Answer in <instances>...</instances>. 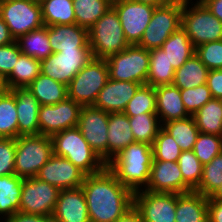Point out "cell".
Masks as SVG:
<instances>
[{
    "label": "cell",
    "mask_w": 222,
    "mask_h": 222,
    "mask_svg": "<svg viewBox=\"0 0 222 222\" xmlns=\"http://www.w3.org/2000/svg\"><path fill=\"white\" fill-rule=\"evenodd\" d=\"M206 84L213 98L222 97V69L209 70Z\"/></svg>",
    "instance_id": "cell-48"
},
{
    "label": "cell",
    "mask_w": 222,
    "mask_h": 222,
    "mask_svg": "<svg viewBox=\"0 0 222 222\" xmlns=\"http://www.w3.org/2000/svg\"><path fill=\"white\" fill-rule=\"evenodd\" d=\"M14 38L11 36L10 31L4 20L0 17V46L10 44L14 42Z\"/></svg>",
    "instance_id": "cell-52"
},
{
    "label": "cell",
    "mask_w": 222,
    "mask_h": 222,
    "mask_svg": "<svg viewBox=\"0 0 222 222\" xmlns=\"http://www.w3.org/2000/svg\"><path fill=\"white\" fill-rule=\"evenodd\" d=\"M16 42L20 51L40 62L53 53L48 38V26L28 32L20 36Z\"/></svg>",
    "instance_id": "cell-30"
},
{
    "label": "cell",
    "mask_w": 222,
    "mask_h": 222,
    "mask_svg": "<svg viewBox=\"0 0 222 222\" xmlns=\"http://www.w3.org/2000/svg\"><path fill=\"white\" fill-rule=\"evenodd\" d=\"M52 217L54 222H90L81 186L59 191Z\"/></svg>",
    "instance_id": "cell-19"
},
{
    "label": "cell",
    "mask_w": 222,
    "mask_h": 222,
    "mask_svg": "<svg viewBox=\"0 0 222 222\" xmlns=\"http://www.w3.org/2000/svg\"><path fill=\"white\" fill-rule=\"evenodd\" d=\"M202 133L222 136V102L212 98L192 115Z\"/></svg>",
    "instance_id": "cell-31"
},
{
    "label": "cell",
    "mask_w": 222,
    "mask_h": 222,
    "mask_svg": "<svg viewBox=\"0 0 222 222\" xmlns=\"http://www.w3.org/2000/svg\"><path fill=\"white\" fill-rule=\"evenodd\" d=\"M116 222H144L140 213L133 206Z\"/></svg>",
    "instance_id": "cell-53"
},
{
    "label": "cell",
    "mask_w": 222,
    "mask_h": 222,
    "mask_svg": "<svg viewBox=\"0 0 222 222\" xmlns=\"http://www.w3.org/2000/svg\"><path fill=\"white\" fill-rule=\"evenodd\" d=\"M81 105L68 97L54 105H41L38 113L39 135L52 137L78 125Z\"/></svg>",
    "instance_id": "cell-15"
},
{
    "label": "cell",
    "mask_w": 222,
    "mask_h": 222,
    "mask_svg": "<svg viewBox=\"0 0 222 222\" xmlns=\"http://www.w3.org/2000/svg\"><path fill=\"white\" fill-rule=\"evenodd\" d=\"M48 38L53 52L91 50L88 30L77 24L48 26Z\"/></svg>",
    "instance_id": "cell-22"
},
{
    "label": "cell",
    "mask_w": 222,
    "mask_h": 222,
    "mask_svg": "<svg viewBox=\"0 0 222 222\" xmlns=\"http://www.w3.org/2000/svg\"><path fill=\"white\" fill-rule=\"evenodd\" d=\"M189 1L192 0H182L181 27L186 31L192 45L196 48L208 42L222 40V22L200 0L196 3Z\"/></svg>",
    "instance_id": "cell-4"
},
{
    "label": "cell",
    "mask_w": 222,
    "mask_h": 222,
    "mask_svg": "<svg viewBox=\"0 0 222 222\" xmlns=\"http://www.w3.org/2000/svg\"><path fill=\"white\" fill-rule=\"evenodd\" d=\"M155 91L156 114L162 124L190 116L184 108L179 88L173 85H160L155 87Z\"/></svg>",
    "instance_id": "cell-23"
},
{
    "label": "cell",
    "mask_w": 222,
    "mask_h": 222,
    "mask_svg": "<svg viewBox=\"0 0 222 222\" xmlns=\"http://www.w3.org/2000/svg\"><path fill=\"white\" fill-rule=\"evenodd\" d=\"M51 138L53 154L68 159L86 175L97 174L107 167L77 126L56 133Z\"/></svg>",
    "instance_id": "cell-3"
},
{
    "label": "cell",
    "mask_w": 222,
    "mask_h": 222,
    "mask_svg": "<svg viewBox=\"0 0 222 222\" xmlns=\"http://www.w3.org/2000/svg\"><path fill=\"white\" fill-rule=\"evenodd\" d=\"M10 91L15 96L18 137L39 135L38 113L40 103L27 87L15 88Z\"/></svg>",
    "instance_id": "cell-21"
},
{
    "label": "cell",
    "mask_w": 222,
    "mask_h": 222,
    "mask_svg": "<svg viewBox=\"0 0 222 222\" xmlns=\"http://www.w3.org/2000/svg\"><path fill=\"white\" fill-rule=\"evenodd\" d=\"M4 222H54V220L52 216L32 215L17 212L13 216L6 218Z\"/></svg>",
    "instance_id": "cell-49"
},
{
    "label": "cell",
    "mask_w": 222,
    "mask_h": 222,
    "mask_svg": "<svg viewBox=\"0 0 222 222\" xmlns=\"http://www.w3.org/2000/svg\"><path fill=\"white\" fill-rule=\"evenodd\" d=\"M207 214L209 222H222V200L208 199Z\"/></svg>",
    "instance_id": "cell-50"
},
{
    "label": "cell",
    "mask_w": 222,
    "mask_h": 222,
    "mask_svg": "<svg viewBox=\"0 0 222 222\" xmlns=\"http://www.w3.org/2000/svg\"><path fill=\"white\" fill-rule=\"evenodd\" d=\"M5 1H9V0H0V3L5 2Z\"/></svg>",
    "instance_id": "cell-59"
},
{
    "label": "cell",
    "mask_w": 222,
    "mask_h": 222,
    "mask_svg": "<svg viewBox=\"0 0 222 222\" xmlns=\"http://www.w3.org/2000/svg\"><path fill=\"white\" fill-rule=\"evenodd\" d=\"M141 86L142 84L137 82L117 81L109 78L93 106L108 113L123 112Z\"/></svg>",
    "instance_id": "cell-18"
},
{
    "label": "cell",
    "mask_w": 222,
    "mask_h": 222,
    "mask_svg": "<svg viewBox=\"0 0 222 222\" xmlns=\"http://www.w3.org/2000/svg\"><path fill=\"white\" fill-rule=\"evenodd\" d=\"M33 1L37 3H42L44 0H33Z\"/></svg>",
    "instance_id": "cell-58"
},
{
    "label": "cell",
    "mask_w": 222,
    "mask_h": 222,
    "mask_svg": "<svg viewBox=\"0 0 222 222\" xmlns=\"http://www.w3.org/2000/svg\"><path fill=\"white\" fill-rule=\"evenodd\" d=\"M9 90L6 78L0 75V97L5 95Z\"/></svg>",
    "instance_id": "cell-55"
},
{
    "label": "cell",
    "mask_w": 222,
    "mask_h": 222,
    "mask_svg": "<svg viewBox=\"0 0 222 222\" xmlns=\"http://www.w3.org/2000/svg\"><path fill=\"white\" fill-rule=\"evenodd\" d=\"M162 128L173 137L182 151L193 150L200 133L193 116L163 123Z\"/></svg>",
    "instance_id": "cell-34"
},
{
    "label": "cell",
    "mask_w": 222,
    "mask_h": 222,
    "mask_svg": "<svg viewBox=\"0 0 222 222\" xmlns=\"http://www.w3.org/2000/svg\"><path fill=\"white\" fill-rule=\"evenodd\" d=\"M0 137L13 139L18 137L15 96L10 90L0 97Z\"/></svg>",
    "instance_id": "cell-39"
},
{
    "label": "cell",
    "mask_w": 222,
    "mask_h": 222,
    "mask_svg": "<svg viewBox=\"0 0 222 222\" xmlns=\"http://www.w3.org/2000/svg\"><path fill=\"white\" fill-rule=\"evenodd\" d=\"M112 7L119 16L128 44H139L151 20L155 6L135 0H116L112 2Z\"/></svg>",
    "instance_id": "cell-12"
},
{
    "label": "cell",
    "mask_w": 222,
    "mask_h": 222,
    "mask_svg": "<svg viewBox=\"0 0 222 222\" xmlns=\"http://www.w3.org/2000/svg\"><path fill=\"white\" fill-rule=\"evenodd\" d=\"M27 88L40 105H54L67 98V86L42 73Z\"/></svg>",
    "instance_id": "cell-29"
},
{
    "label": "cell",
    "mask_w": 222,
    "mask_h": 222,
    "mask_svg": "<svg viewBox=\"0 0 222 222\" xmlns=\"http://www.w3.org/2000/svg\"><path fill=\"white\" fill-rule=\"evenodd\" d=\"M175 69L167 59L163 49L157 48L150 50L149 73L146 85L160 86L172 85Z\"/></svg>",
    "instance_id": "cell-32"
},
{
    "label": "cell",
    "mask_w": 222,
    "mask_h": 222,
    "mask_svg": "<svg viewBox=\"0 0 222 222\" xmlns=\"http://www.w3.org/2000/svg\"><path fill=\"white\" fill-rule=\"evenodd\" d=\"M81 187L90 222H116L133 207L134 192L107 167L97 174L86 175Z\"/></svg>",
    "instance_id": "cell-1"
},
{
    "label": "cell",
    "mask_w": 222,
    "mask_h": 222,
    "mask_svg": "<svg viewBox=\"0 0 222 222\" xmlns=\"http://www.w3.org/2000/svg\"><path fill=\"white\" fill-rule=\"evenodd\" d=\"M177 163L183 176V193L194 191L201 182L203 164L193 150L182 151Z\"/></svg>",
    "instance_id": "cell-38"
},
{
    "label": "cell",
    "mask_w": 222,
    "mask_h": 222,
    "mask_svg": "<svg viewBox=\"0 0 222 222\" xmlns=\"http://www.w3.org/2000/svg\"><path fill=\"white\" fill-rule=\"evenodd\" d=\"M153 160L177 162L182 150L173 137L163 128L152 144Z\"/></svg>",
    "instance_id": "cell-42"
},
{
    "label": "cell",
    "mask_w": 222,
    "mask_h": 222,
    "mask_svg": "<svg viewBox=\"0 0 222 222\" xmlns=\"http://www.w3.org/2000/svg\"><path fill=\"white\" fill-rule=\"evenodd\" d=\"M144 190L183 194V176L177 162L153 160Z\"/></svg>",
    "instance_id": "cell-20"
},
{
    "label": "cell",
    "mask_w": 222,
    "mask_h": 222,
    "mask_svg": "<svg viewBox=\"0 0 222 222\" xmlns=\"http://www.w3.org/2000/svg\"><path fill=\"white\" fill-rule=\"evenodd\" d=\"M108 119V112L93 105L82 106L77 125L84 139L106 164Z\"/></svg>",
    "instance_id": "cell-16"
},
{
    "label": "cell",
    "mask_w": 222,
    "mask_h": 222,
    "mask_svg": "<svg viewBox=\"0 0 222 222\" xmlns=\"http://www.w3.org/2000/svg\"><path fill=\"white\" fill-rule=\"evenodd\" d=\"M88 38L93 58L106 59L129 46L119 16L113 7L88 30Z\"/></svg>",
    "instance_id": "cell-5"
},
{
    "label": "cell",
    "mask_w": 222,
    "mask_h": 222,
    "mask_svg": "<svg viewBox=\"0 0 222 222\" xmlns=\"http://www.w3.org/2000/svg\"><path fill=\"white\" fill-rule=\"evenodd\" d=\"M59 189L36 177L23 178L19 212L32 215L52 216Z\"/></svg>",
    "instance_id": "cell-11"
},
{
    "label": "cell",
    "mask_w": 222,
    "mask_h": 222,
    "mask_svg": "<svg viewBox=\"0 0 222 222\" xmlns=\"http://www.w3.org/2000/svg\"><path fill=\"white\" fill-rule=\"evenodd\" d=\"M161 49L166 53L167 59L175 71L195 54V47L182 27L171 34L162 44Z\"/></svg>",
    "instance_id": "cell-26"
},
{
    "label": "cell",
    "mask_w": 222,
    "mask_h": 222,
    "mask_svg": "<svg viewBox=\"0 0 222 222\" xmlns=\"http://www.w3.org/2000/svg\"><path fill=\"white\" fill-rule=\"evenodd\" d=\"M93 58L91 50H62L41 61V73L66 86Z\"/></svg>",
    "instance_id": "cell-14"
},
{
    "label": "cell",
    "mask_w": 222,
    "mask_h": 222,
    "mask_svg": "<svg viewBox=\"0 0 222 222\" xmlns=\"http://www.w3.org/2000/svg\"><path fill=\"white\" fill-rule=\"evenodd\" d=\"M208 72L209 69L193 54L175 71L172 85L183 90L206 84Z\"/></svg>",
    "instance_id": "cell-27"
},
{
    "label": "cell",
    "mask_w": 222,
    "mask_h": 222,
    "mask_svg": "<svg viewBox=\"0 0 222 222\" xmlns=\"http://www.w3.org/2000/svg\"><path fill=\"white\" fill-rule=\"evenodd\" d=\"M182 0L155 7L151 20L138 44L147 49L161 48L162 44L181 27Z\"/></svg>",
    "instance_id": "cell-9"
},
{
    "label": "cell",
    "mask_w": 222,
    "mask_h": 222,
    "mask_svg": "<svg viewBox=\"0 0 222 222\" xmlns=\"http://www.w3.org/2000/svg\"><path fill=\"white\" fill-rule=\"evenodd\" d=\"M131 130L136 142L152 146L162 124L156 113H144L129 117Z\"/></svg>",
    "instance_id": "cell-37"
},
{
    "label": "cell",
    "mask_w": 222,
    "mask_h": 222,
    "mask_svg": "<svg viewBox=\"0 0 222 222\" xmlns=\"http://www.w3.org/2000/svg\"><path fill=\"white\" fill-rule=\"evenodd\" d=\"M199 222H209L208 214Z\"/></svg>",
    "instance_id": "cell-57"
},
{
    "label": "cell",
    "mask_w": 222,
    "mask_h": 222,
    "mask_svg": "<svg viewBox=\"0 0 222 222\" xmlns=\"http://www.w3.org/2000/svg\"><path fill=\"white\" fill-rule=\"evenodd\" d=\"M107 138V163L129 144L136 142L129 117L123 112L109 113Z\"/></svg>",
    "instance_id": "cell-24"
},
{
    "label": "cell",
    "mask_w": 222,
    "mask_h": 222,
    "mask_svg": "<svg viewBox=\"0 0 222 222\" xmlns=\"http://www.w3.org/2000/svg\"><path fill=\"white\" fill-rule=\"evenodd\" d=\"M52 155L53 142L51 137L45 135L17 137L15 175L22 178L36 177L41 167Z\"/></svg>",
    "instance_id": "cell-7"
},
{
    "label": "cell",
    "mask_w": 222,
    "mask_h": 222,
    "mask_svg": "<svg viewBox=\"0 0 222 222\" xmlns=\"http://www.w3.org/2000/svg\"><path fill=\"white\" fill-rule=\"evenodd\" d=\"M208 197L196 191L177 194L175 222H199L207 215Z\"/></svg>",
    "instance_id": "cell-25"
},
{
    "label": "cell",
    "mask_w": 222,
    "mask_h": 222,
    "mask_svg": "<svg viewBox=\"0 0 222 222\" xmlns=\"http://www.w3.org/2000/svg\"><path fill=\"white\" fill-rule=\"evenodd\" d=\"M111 0H73L76 24L89 30L111 7Z\"/></svg>",
    "instance_id": "cell-35"
},
{
    "label": "cell",
    "mask_w": 222,
    "mask_h": 222,
    "mask_svg": "<svg viewBox=\"0 0 222 222\" xmlns=\"http://www.w3.org/2000/svg\"><path fill=\"white\" fill-rule=\"evenodd\" d=\"M133 206L144 222H175L177 193L141 189L134 192Z\"/></svg>",
    "instance_id": "cell-13"
},
{
    "label": "cell",
    "mask_w": 222,
    "mask_h": 222,
    "mask_svg": "<svg viewBox=\"0 0 222 222\" xmlns=\"http://www.w3.org/2000/svg\"><path fill=\"white\" fill-rule=\"evenodd\" d=\"M222 22V0H200Z\"/></svg>",
    "instance_id": "cell-51"
},
{
    "label": "cell",
    "mask_w": 222,
    "mask_h": 222,
    "mask_svg": "<svg viewBox=\"0 0 222 222\" xmlns=\"http://www.w3.org/2000/svg\"><path fill=\"white\" fill-rule=\"evenodd\" d=\"M41 7L44 26L76 24L73 0H44Z\"/></svg>",
    "instance_id": "cell-36"
},
{
    "label": "cell",
    "mask_w": 222,
    "mask_h": 222,
    "mask_svg": "<svg viewBox=\"0 0 222 222\" xmlns=\"http://www.w3.org/2000/svg\"><path fill=\"white\" fill-rule=\"evenodd\" d=\"M222 184V153L203 165L199 186L194 190L203 196L210 197Z\"/></svg>",
    "instance_id": "cell-41"
},
{
    "label": "cell",
    "mask_w": 222,
    "mask_h": 222,
    "mask_svg": "<svg viewBox=\"0 0 222 222\" xmlns=\"http://www.w3.org/2000/svg\"><path fill=\"white\" fill-rule=\"evenodd\" d=\"M40 73L41 62L21 53L6 81L10 90L26 88Z\"/></svg>",
    "instance_id": "cell-33"
},
{
    "label": "cell",
    "mask_w": 222,
    "mask_h": 222,
    "mask_svg": "<svg viewBox=\"0 0 222 222\" xmlns=\"http://www.w3.org/2000/svg\"><path fill=\"white\" fill-rule=\"evenodd\" d=\"M152 161V146L133 142L109 161L107 168L118 181L135 192L147 186Z\"/></svg>",
    "instance_id": "cell-2"
},
{
    "label": "cell",
    "mask_w": 222,
    "mask_h": 222,
    "mask_svg": "<svg viewBox=\"0 0 222 222\" xmlns=\"http://www.w3.org/2000/svg\"><path fill=\"white\" fill-rule=\"evenodd\" d=\"M22 177L15 174L0 176V216L1 219L19 212L22 194Z\"/></svg>",
    "instance_id": "cell-28"
},
{
    "label": "cell",
    "mask_w": 222,
    "mask_h": 222,
    "mask_svg": "<svg viewBox=\"0 0 222 222\" xmlns=\"http://www.w3.org/2000/svg\"><path fill=\"white\" fill-rule=\"evenodd\" d=\"M108 79L106 60L92 58L67 85V97L81 106L94 105Z\"/></svg>",
    "instance_id": "cell-6"
},
{
    "label": "cell",
    "mask_w": 222,
    "mask_h": 222,
    "mask_svg": "<svg viewBox=\"0 0 222 222\" xmlns=\"http://www.w3.org/2000/svg\"><path fill=\"white\" fill-rule=\"evenodd\" d=\"M193 152L203 165L209 163L215 156L222 153V136L200 132Z\"/></svg>",
    "instance_id": "cell-43"
},
{
    "label": "cell",
    "mask_w": 222,
    "mask_h": 222,
    "mask_svg": "<svg viewBox=\"0 0 222 222\" xmlns=\"http://www.w3.org/2000/svg\"><path fill=\"white\" fill-rule=\"evenodd\" d=\"M16 139L0 137V176L15 174Z\"/></svg>",
    "instance_id": "cell-46"
},
{
    "label": "cell",
    "mask_w": 222,
    "mask_h": 222,
    "mask_svg": "<svg viewBox=\"0 0 222 222\" xmlns=\"http://www.w3.org/2000/svg\"><path fill=\"white\" fill-rule=\"evenodd\" d=\"M135 1H138L140 3L150 4V5H153L155 7H159V6H163V5L168 4L173 0H135Z\"/></svg>",
    "instance_id": "cell-54"
},
{
    "label": "cell",
    "mask_w": 222,
    "mask_h": 222,
    "mask_svg": "<svg viewBox=\"0 0 222 222\" xmlns=\"http://www.w3.org/2000/svg\"><path fill=\"white\" fill-rule=\"evenodd\" d=\"M128 117L144 113H156V91L155 87L142 85L123 111Z\"/></svg>",
    "instance_id": "cell-40"
},
{
    "label": "cell",
    "mask_w": 222,
    "mask_h": 222,
    "mask_svg": "<svg viewBox=\"0 0 222 222\" xmlns=\"http://www.w3.org/2000/svg\"><path fill=\"white\" fill-rule=\"evenodd\" d=\"M86 174L64 157L52 155L41 167L36 178L59 190L77 188L84 182Z\"/></svg>",
    "instance_id": "cell-17"
},
{
    "label": "cell",
    "mask_w": 222,
    "mask_h": 222,
    "mask_svg": "<svg viewBox=\"0 0 222 222\" xmlns=\"http://www.w3.org/2000/svg\"><path fill=\"white\" fill-rule=\"evenodd\" d=\"M180 94L184 108L190 116L213 98L207 84L180 90Z\"/></svg>",
    "instance_id": "cell-44"
},
{
    "label": "cell",
    "mask_w": 222,
    "mask_h": 222,
    "mask_svg": "<svg viewBox=\"0 0 222 222\" xmlns=\"http://www.w3.org/2000/svg\"><path fill=\"white\" fill-rule=\"evenodd\" d=\"M0 17L14 40L44 26L41 3L33 0H9L0 3Z\"/></svg>",
    "instance_id": "cell-10"
},
{
    "label": "cell",
    "mask_w": 222,
    "mask_h": 222,
    "mask_svg": "<svg viewBox=\"0 0 222 222\" xmlns=\"http://www.w3.org/2000/svg\"><path fill=\"white\" fill-rule=\"evenodd\" d=\"M208 199L222 200V184L210 197H208Z\"/></svg>",
    "instance_id": "cell-56"
},
{
    "label": "cell",
    "mask_w": 222,
    "mask_h": 222,
    "mask_svg": "<svg viewBox=\"0 0 222 222\" xmlns=\"http://www.w3.org/2000/svg\"><path fill=\"white\" fill-rule=\"evenodd\" d=\"M22 52L16 40L10 44L0 46V75L7 78Z\"/></svg>",
    "instance_id": "cell-47"
},
{
    "label": "cell",
    "mask_w": 222,
    "mask_h": 222,
    "mask_svg": "<svg viewBox=\"0 0 222 222\" xmlns=\"http://www.w3.org/2000/svg\"><path fill=\"white\" fill-rule=\"evenodd\" d=\"M195 54L209 70L222 69V40L196 47Z\"/></svg>",
    "instance_id": "cell-45"
},
{
    "label": "cell",
    "mask_w": 222,
    "mask_h": 222,
    "mask_svg": "<svg viewBox=\"0 0 222 222\" xmlns=\"http://www.w3.org/2000/svg\"><path fill=\"white\" fill-rule=\"evenodd\" d=\"M105 60L110 79L146 85L149 73L150 50L138 44L129 45L124 51L112 54Z\"/></svg>",
    "instance_id": "cell-8"
}]
</instances>
